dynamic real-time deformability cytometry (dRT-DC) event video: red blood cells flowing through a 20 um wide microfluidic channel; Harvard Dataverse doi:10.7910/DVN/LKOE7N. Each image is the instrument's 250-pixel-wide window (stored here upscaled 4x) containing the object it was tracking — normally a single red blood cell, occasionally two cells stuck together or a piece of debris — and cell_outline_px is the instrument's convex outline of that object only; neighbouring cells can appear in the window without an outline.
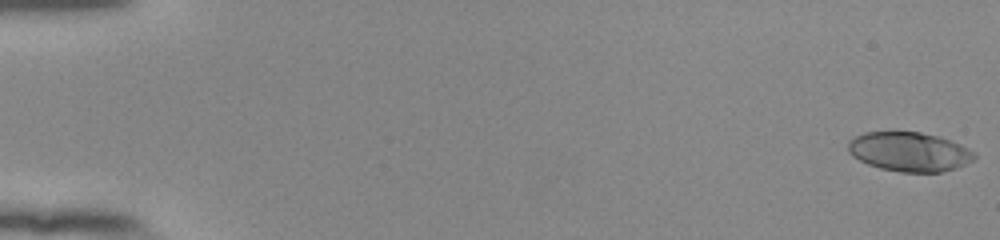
{"species": "human", "species_latin": "Homo sapiens", "temperature_condition": "room temperature", "stored_images_in_passage": 54, "camera_frame_rate_fps": 3000, "um_per_image_px": 0.085, "donor": {"sex": "female"}, "frame": {"image": 1, "passage_image": 1, "time_ms": 0.0, "image_size_px": [1000, 240], "cell_outline_px": [[976, 156], [972, 160], [956, 168], [940, 172], [900, 172], [880, 168], [868, 164], [852, 156], [848, 152], [848, 140], [864, 132], [920, 132], [936, 136], [960, 144], [976, 152]], "centroid_in_image_um": [77.27, 12.9], "position_along_channel_um": 7.7, "area_um2": 28.78}}
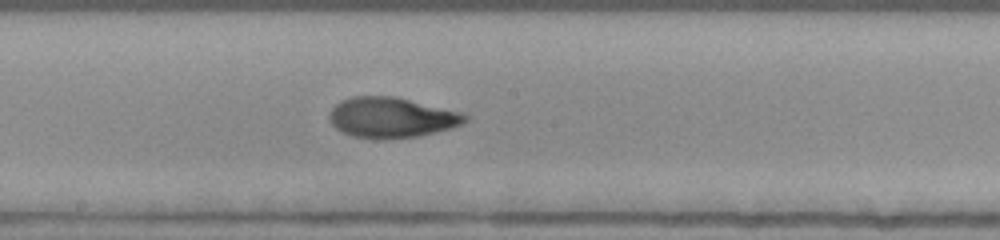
{"frame": {"image": 2, "passage_image": 31, "time_ms": 10.0, "image_size_px": [1000, 240], "cell_outline_px": [[468, 120], [460, 124], [448, 128], [420, 136], [384, 140], [352, 136], [336, 128], [332, 124], [328, 116], [332, 108], [340, 100], [352, 96], [396, 96], [460, 112], [468, 116]], "centroid_in_image_um": [33.24, 9.99], "position_along_channel_um": 215.0, "area_um2": 31.91}}
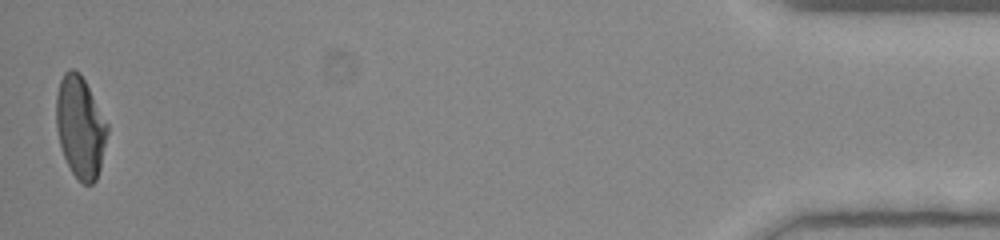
{"frame": {"image": 3, "passage_image": 54, "time_ms": 17.667, "image_size_px": [1000, 240], "cell_outline_px": [[108, 132], [100, 168], [96, 180], [92, 184], [84, 184], [72, 172], [64, 156], [60, 144], [56, 128], [56, 96], [60, 80], [64, 72], [68, 68], [72, 68], [80, 72], [108, 124]], "centroid_in_image_um": [6.82, 10.77], "position_along_channel_um": 428.4, "area_um2": 30.17}, "authors_computed_cell_mechanics": {"area_um2": 30.6918, "velocity_mm_per_s": 3.8944, "shape_relaxation_time_tau1_ms": 5.767, "shape_relaxation_time_tau2_ms": 1.0988, "deformation_change_tau1": 0.2355, "deformation_change_tau2": 0.0648}}